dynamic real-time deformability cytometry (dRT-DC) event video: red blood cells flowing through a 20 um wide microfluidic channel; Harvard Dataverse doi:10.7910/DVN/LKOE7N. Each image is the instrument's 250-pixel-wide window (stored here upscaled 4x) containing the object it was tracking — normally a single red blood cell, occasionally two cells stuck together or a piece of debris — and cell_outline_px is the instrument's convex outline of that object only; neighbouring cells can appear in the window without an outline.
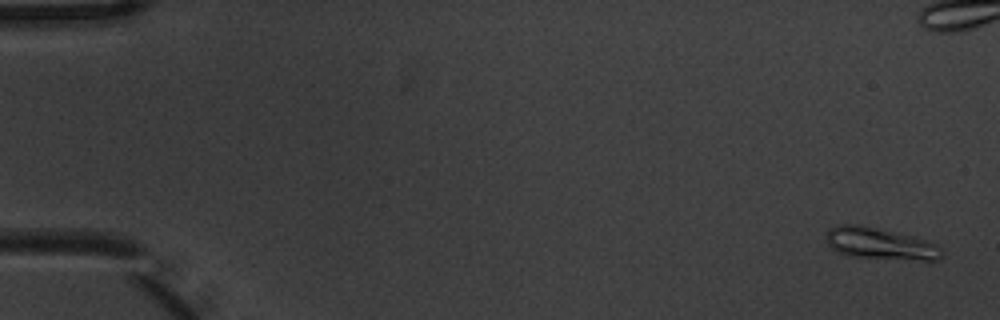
{"species": "common noctule bat (a hibernating species)", "species_latin": "Nyctalus noctula", "temperature_condition": "warm", "stored_images_in_passage": 16, "segment_of_instrument_passage": [1, 2], "camera_frame_rate_fps": 3000, "um_per_image_px": 0.085, "animal": {"sex": "male", "body_mass_g": 20.1, "forearm_length_mm": 53.5}, "frame": {"image": 1, "passage_image": 1, "time_ms": 0.0, "image_size_px": [1000, 320], "cell_outline_px": [[944, 252], [940, 260], [924, 260], [852, 256], [836, 252], [828, 244], [824, 236], [832, 228], [840, 224], [856, 224], [916, 236], [936, 244]], "centroid_in_image_um": [74.83, 20.7], "position_along_channel_um": 10.2, "area_um2": 21.21}}
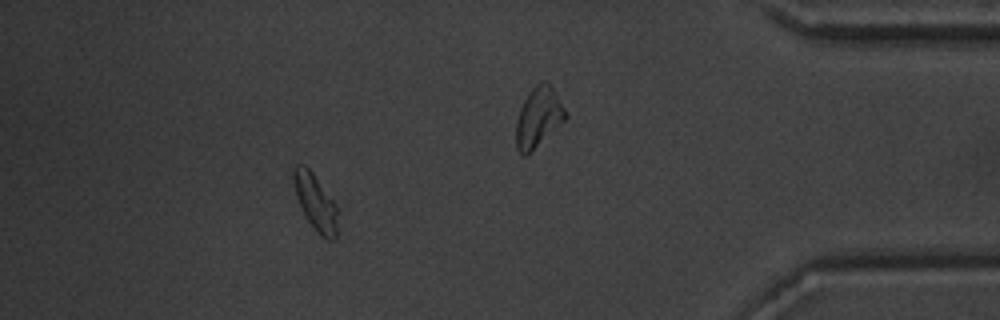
{"frame": {"image": 2, "passage_image": 14, "time_ms": 4.333, "image_size_px": [1000, 320], "cell_outline_px": [[340, 208], [336, 236], [332, 240], [328, 240], [320, 236], [308, 220], [296, 196], [292, 180], [292, 168], [296, 164], [304, 164], [312, 172]], "centroid_in_image_um": [26.84, 17.18], "position_along_channel_um": 408.4, "area_um2": 14.8}}